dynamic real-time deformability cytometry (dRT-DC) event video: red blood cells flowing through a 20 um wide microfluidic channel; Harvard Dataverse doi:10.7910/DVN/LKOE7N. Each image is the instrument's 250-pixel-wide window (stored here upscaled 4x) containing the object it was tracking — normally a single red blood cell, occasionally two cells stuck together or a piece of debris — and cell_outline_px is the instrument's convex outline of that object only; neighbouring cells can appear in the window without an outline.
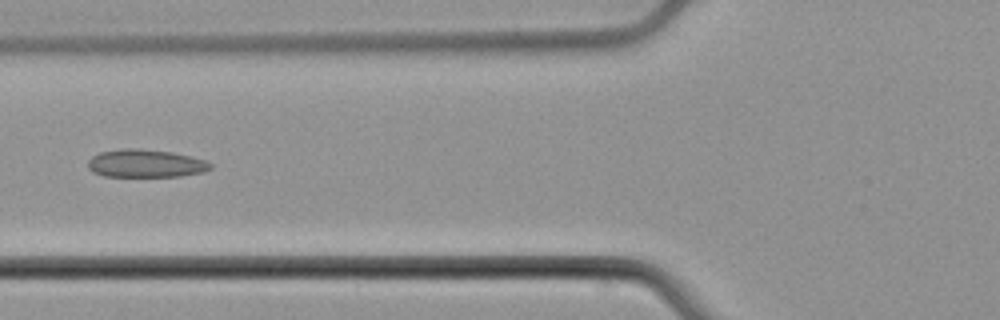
{"species": "common noctule bat (a hibernating species)", "species_latin": "Nyctalus noctula", "temperature_condition": "cold", "stored_images_in_passage": 6, "camera_frame_rate_fps": 3000, "um_per_image_px": 0.085, "animal": {"sex": "male", "body_mass_g": 21.5, "forearm_length_mm": 52.0}, "frame": {"image": 1, "passage_image": 6, "time_ms": 6.0, "image_size_px": [1000, 320], "cell_outline_px": [[212, 168], [204, 172], [180, 176], [104, 176], [92, 172], [88, 168], [88, 160], [92, 156], [100, 152], [120, 148], [140, 148], [172, 152], [204, 160], [212, 164]], "centroid_in_image_um": [12.35, 13.89], "position_along_channel_um": 113.5, "area_um2": 20.0}}